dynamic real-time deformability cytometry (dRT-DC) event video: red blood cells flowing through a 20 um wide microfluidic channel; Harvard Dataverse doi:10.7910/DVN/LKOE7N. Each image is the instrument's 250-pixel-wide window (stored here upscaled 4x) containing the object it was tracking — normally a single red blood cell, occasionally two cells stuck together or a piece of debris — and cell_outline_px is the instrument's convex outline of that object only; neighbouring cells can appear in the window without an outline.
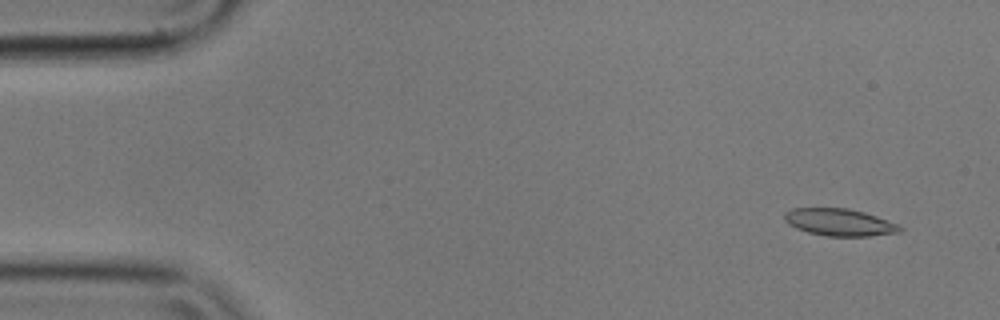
{"species": "common noctule bat (a hibernating species)", "species_latin": "Nyctalus noctula", "temperature_condition": "cold", "stored_images_in_passage": 7, "camera_frame_rate_fps": 3000, "um_per_image_px": 0.085, "animal": {"sex": "male", "body_mass_g": 17.9}, "frame": {"image": 1, "passage_image": 2, "time_ms": 0.333, "image_size_px": [1000, 320], "cell_outline_px": [[904, 228], [900, 232], [868, 236], [824, 236], [808, 232], [796, 228], [788, 224], [784, 220], [784, 212], [792, 208], [848, 208], [864, 212], [900, 224]], "centroid_in_image_um": [71.36, 18.89], "position_along_channel_um": 13.6, "area_um2": 18.44}}
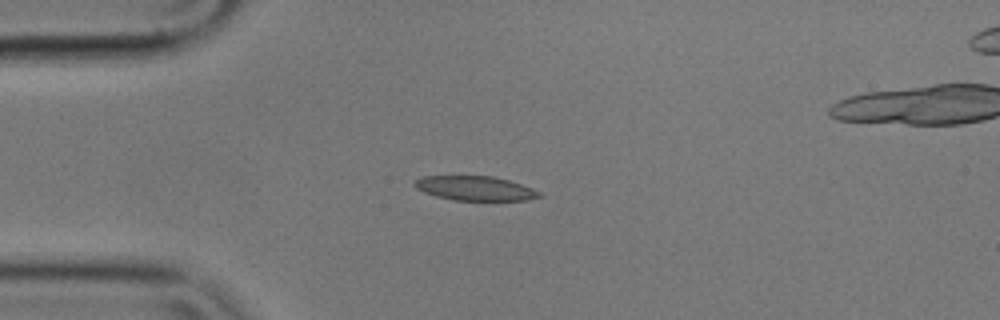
{"frame": {"image": 2, "passage_image": 5, "time_ms": 1.333, "image_size_px": [1000, 320], "cell_outline_px": [[544, 196], [528, 200], [452, 200], [436, 196], [424, 192], [416, 188], [412, 184], [416, 180], [424, 176], [492, 176], [508, 180], [532, 188], [540, 192]], "centroid_in_image_um": [40.39, 16.01], "position_along_channel_um": 44.6, "area_um2": 17.69}}
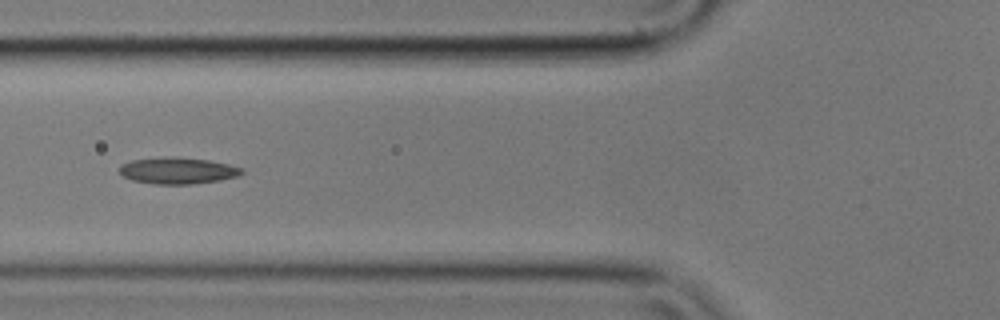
{"frame": {"image": 3, "passage_image": 7, "time_ms": 2.0, "image_size_px": [1000, 320], "cell_outline_px": [[244, 172], [240, 176], [220, 180], [192, 184], [156, 184], [132, 180], [124, 176], [120, 172], [120, 168], [124, 164], [132, 160], [164, 156], [172, 156], [208, 160], [228, 164], [244, 168]], "centroid_in_image_um": [15.16, 14.5], "position_along_channel_um": 110.6, "area_um2": 18.9}}